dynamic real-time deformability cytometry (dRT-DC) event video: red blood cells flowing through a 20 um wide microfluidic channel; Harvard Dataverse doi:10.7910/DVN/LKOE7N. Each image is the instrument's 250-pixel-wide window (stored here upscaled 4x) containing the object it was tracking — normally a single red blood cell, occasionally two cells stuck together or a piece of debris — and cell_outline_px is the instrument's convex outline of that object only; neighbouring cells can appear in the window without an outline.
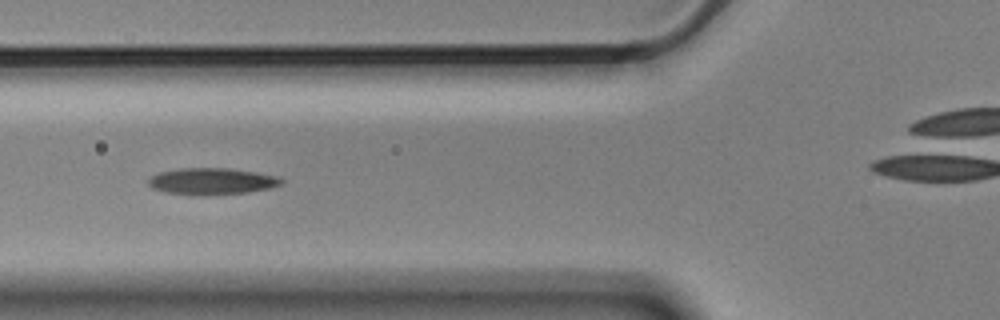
{"species": "Egyptian fruit bat (a non-hibernating species)", "species_latin": "Rousettus aegyptiacus", "temperature_condition": "cold", "stored_images_in_passage": 10, "camera_frame_rate_fps": 3000, "um_per_image_px": 0.085, "animal": {"sex": "male"}, "frame": {"image": 1, "passage_image": 5, "time_ms": 1.333, "image_size_px": [1000, 320], "cell_outline_px": [[284, 180], [280, 184], [268, 188], [248, 192], [208, 196], [196, 196], [164, 192], [152, 188], [148, 184], [148, 180], [152, 176], [160, 172], [180, 168], [228, 168], [256, 172], [276, 176]], "centroid_in_image_um": [17.97, 15.42], "position_along_channel_um": 107.8, "area_um2": 20.75}}
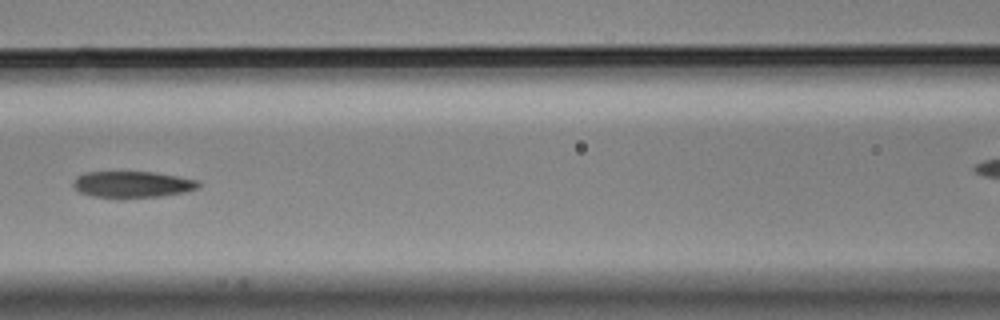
{"frame": {"image": 2, "passage_image": 6, "time_ms": 1.667, "image_size_px": [1000, 320], "cell_outline_px": [[200, 188], [184, 192], [160, 196], [116, 200], [92, 196], [80, 192], [72, 184], [72, 180], [76, 176], [84, 172], [152, 172], [200, 180]], "centroid_in_image_um": [11.22, 15.7], "position_along_channel_um": 155.4, "area_um2": 19.83}}
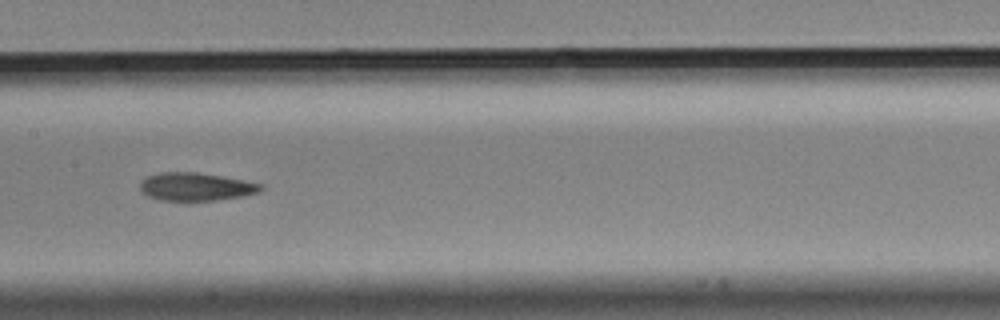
{"frame": {"image": 3, "passage_image": 7, "time_ms": 2.0, "image_size_px": [1000, 320], "cell_outline_px": [[264, 188], [260, 192], [240, 196], [216, 200], [160, 200], [148, 196], [140, 188], [140, 184], [148, 176], [160, 172], [196, 172], [244, 180], [264, 184]], "centroid_in_image_um": [16.69, 15.86], "position_along_channel_um": 190.7, "area_um2": 19.48}}